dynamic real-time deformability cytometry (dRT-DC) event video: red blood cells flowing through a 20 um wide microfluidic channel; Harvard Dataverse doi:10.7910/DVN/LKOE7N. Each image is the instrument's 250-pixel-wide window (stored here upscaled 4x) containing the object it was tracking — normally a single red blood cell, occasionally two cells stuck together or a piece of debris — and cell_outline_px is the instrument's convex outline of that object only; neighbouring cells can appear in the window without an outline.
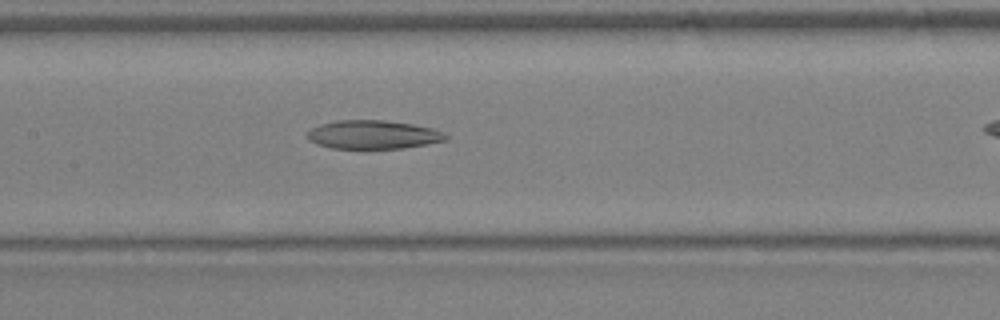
{"species": "Egyptian fruit bat (a non-hibernating species)", "species_latin": "Rousettus aegyptiacus", "temperature_condition": "warm", "stored_images_in_passage": 21, "camera_frame_rate_fps": 3000, "um_per_image_px": 0.085, "animal": {"sex": "female"}, "frame": {"image": 1, "passage_image": 10, "time_ms": 3.0, "image_size_px": [1000, 320], "cell_outline_px": [[448, 140], [404, 148], [332, 148], [316, 144], [308, 140], [308, 132], [312, 128], [320, 124], [336, 120], [384, 120], [412, 124], [432, 128], [444, 132], [448, 136]], "centroid_in_image_um": [31.73, 11.44], "position_along_channel_um": 175.7, "area_um2": 23.06}}
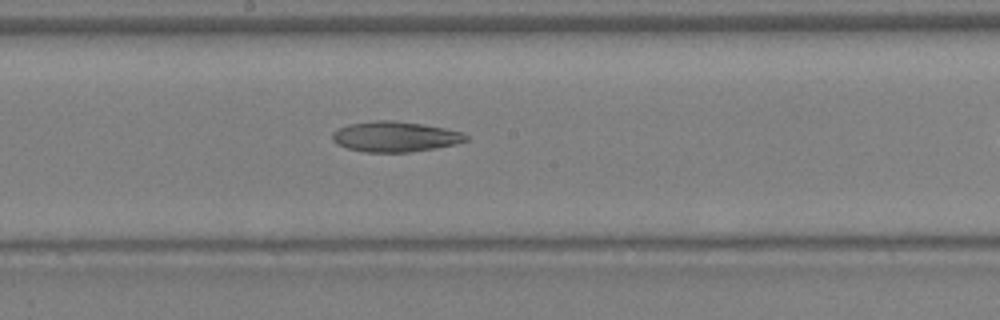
{"frame": {"image": 2, "passage_image": 12, "time_ms": 3.667, "image_size_px": [1000, 320], "cell_outline_px": [[468, 140], [456, 144], [436, 148], [408, 152], [364, 152], [348, 148], [336, 144], [332, 140], [332, 132], [336, 128], [348, 124], [376, 120], [392, 120], [420, 124], [444, 128], [464, 132], [468, 136]], "centroid_in_image_um": [33.56, 11.61], "position_along_channel_um": 214.6, "area_um2": 23.76}}
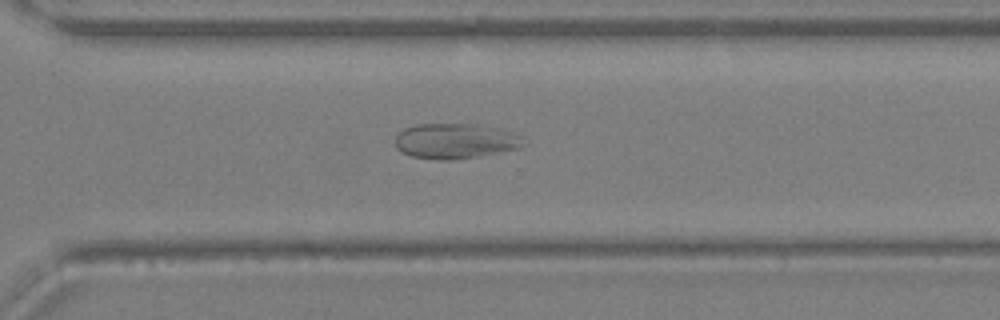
{"frame": {"image": 3, "passage_image": 18, "time_ms": 5.667, "image_size_px": [1000, 320], "cell_outline_px": [[520, 148], [476, 156], [452, 160], [440, 160], [412, 156], [396, 148], [396, 136], [404, 128], [416, 124], [484, 124], [516, 132], [520, 136]], "centroid_in_image_um": [38.69, 11.96], "position_along_channel_um": 331.9, "area_um2": 26.18}}